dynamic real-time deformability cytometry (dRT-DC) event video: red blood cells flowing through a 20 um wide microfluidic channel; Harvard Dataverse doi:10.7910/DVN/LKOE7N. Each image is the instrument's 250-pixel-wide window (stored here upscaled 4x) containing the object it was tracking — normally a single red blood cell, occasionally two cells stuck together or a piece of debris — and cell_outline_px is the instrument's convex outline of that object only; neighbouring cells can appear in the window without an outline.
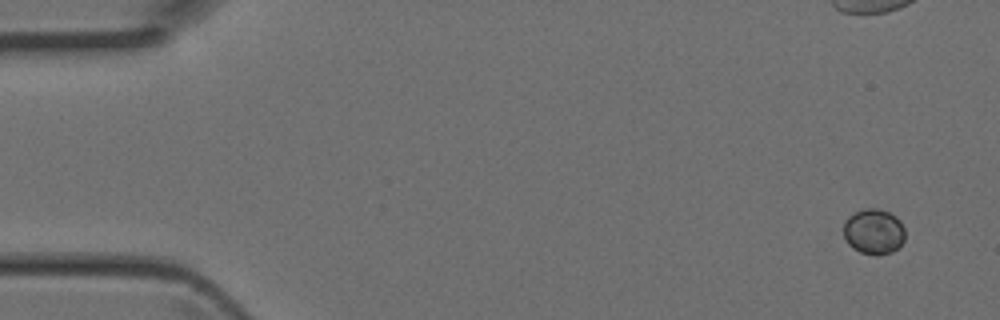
{"species": "Egyptian fruit bat (a non-hibernating species)", "species_latin": "Rousettus aegyptiacus", "temperature_condition": "room temperature", "stored_images_in_passage": 6, "camera_frame_rate_fps": 3000, "um_per_image_px": 0.085, "animal": {"sex": "female"}, "frame": {"image": 1, "passage_image": 1, "time_ms": 0.0, "image_size_px": [1000, 320], "cell_outline_px": [[904, 240], [892, 252], [880, 256], [876, 256], [860, 252], [852, 248], [848, 244], [844, 236], [844, 220], [848, 216], [864, 208], [880, 208], [896, 216], [900, 220], [904, 228]], "centroid_in_image_um": [74.26, 19.68], "position_along_channel_um": 10.7, "area_um2": 16.47}}
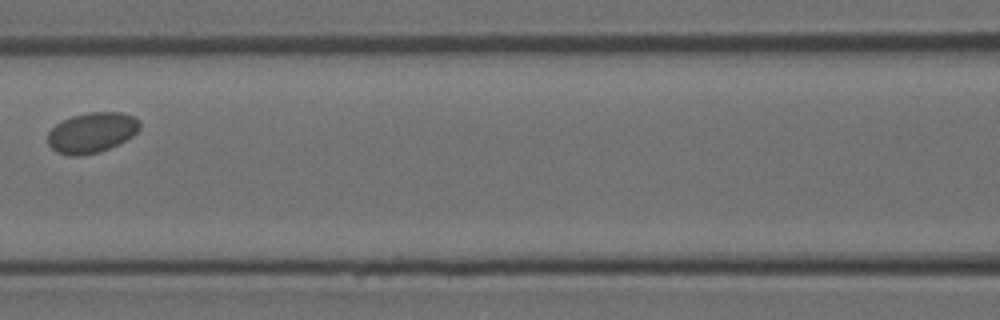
{"frame": {"image": 2, "passage_image": 6, "time_ms": 1.667, "image_size_px": [1000, 320], "cell_outline_px": [[140, 128], [132, 136], [108, 148], [96, 152], [80, 156], [72, 156], [56, 152], [48, 144], [48, 132], [56, 124], [72, 116], [88, 112], [120, 112], [136, 116], [140, 120]], "centroid_in_image_um": [7.81, 11.25], "position_along_channel_um": 158.8, "area_um2": 21.5}}